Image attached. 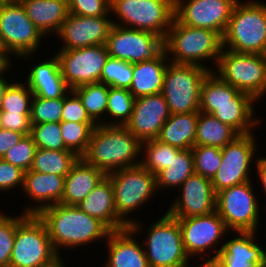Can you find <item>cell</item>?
<instances>
[{"label": "cell", "instance_id": "obj_43", "mask_svg": "<svg viewBox=\"0 0 266 267\" xmlns=\"http://www.w3.org/2000/svg\"><path fill=\"white\" fill-rule=\"evenodd\" d=\"M26 216L21 212L12 217L0 211V267H9L16 227Z\"/></svg>", "mask_w": 266, "mask_h": 267}, {"label": "cell", "instance_id": "obj_42", "mask_svg": "<svg viewBox=\"0 0 266 267\" xmlns=\"http://www.w3.org/2000/svg\"><path fill=\"white\" fill-rule=\"evenodd\" d=\"M191 150L195 173L211 180L222 162L221 148L197 145Z\"/></svg>", "mask_w": 266, "mask_h": 267}, {"label": "cell", "instance_id": "obj_7", "mask_svg": "<svg viewBox=\"0 0 266 267\" xmlns=\"http://www.w3.org/2000/svg\"><path fill=\"white\" fill-rule=\"evenodd\" d=\"M110 12L119 19L112 20L115 25L165 38L174 20V0H110Z\"/></svg>", "mask_w": 266, "mask_h": 267}, {"label": "cell", "instance_id": "obj_16", "mask_svg": "<svg viewBox=\"0 0 266 267\" xmlns=\"http://www.w3.org/2000/svg\"><path fill=\"white\" fill-rule=\"evenodd\" d=\"M56 56L62 76L73 90L82 85L100 82V75L109 54L103 44L79 49H58Z\"/></svg>", "mask_w": 266, "mask_h": 267}, {"label": "cell", "instance_id": "obj_8", "mask_svg": "<svg viewBox=\"0 0 266 267\" xmlns=\"http://www.w3.org/2000/svg\"><path fill=\"white\" fill-rule=\"evenodd\" d=\"M146 229L142 244L149 267H192L177 219L165 212Z\"/></svg>", "mask_w": 266, "mask_h": 267}, {"label": "cell", "instance_id": "obj_46", "mask_svg": "<svg viewBox=\"0 0 266 267\" xmlns=\"http://www.w3.org/2000/svg\"><path fill=\"white\" fill-rule=\"evenodd\" d=\"M69 13L79 16H109L110 0H68Z\"/></svg>", "mask_w": 266, "mask_h": 267}, {"label": "cell", "instance_id": "obj_29", "mask_svg": "<svg viewBox=\"0 0 266 267\" xmlns=\"http://www.w3.org/2000/svg\"><path fill=\"white\" fill-rule=\"evenodd\" d=\"M168 62L170 61L164 51L155 60L133 64V78L129 91L135 99L161 93Z\"/></svg>", "mask_w": 266, "mask_h": 267}, {"label": "cell", "instance_id": "obj_18", "mask_svg": "<svg viewBox=\"0 0 266 267\" xmlns=\"http://www.w3.org/2000/svg\"><path fill=\"white\" fill-rule=\"evenodd\" d=\"M179 192L166 210L175 219L207 215L216 210V193L212 182L202 175L194 173L189 176Z\"/></svg>", "mask_w": 266, "mask_h": 267}, {"label": "cell", "instance_id": "obj_53", "mask_svg": "<svg viewBox=\"0 0 266 267\" xmlns=\"http://www.w3.org/2000/svg\"><path fill=\"white\" fill-rule=\"evenodd\" d=\"M6 79H9V78H0V108H1L4 93L7 87L11 84V82H9Z\"/></svg>", "mask_w": 266, "mask_h": 267}, {"label": "cell", "instance_id": "obj_9", "mask_svg": "<svg viewBox=\"0 0 266 267\" xmlns=\"http://www.w3.org/2000/svg\"><path fill=\"white\" fill-rule=\"evenodd\" d=\"M215 67L217 75L256 102L266 95V55L222 49Z\"/></svg>", "mask_w": 266, "mask_h": 267}, {"label": "cell", "instance_id": "obj_4", "mask_svg": "<svg viewBox=\"0 0 266 267\" xmlns=\"http://www.w3.org/2000/svg\"><path fill=\"white\" fill-rule=\"evenodd\" d=\"M223 48L266 55V3L239 0L222 36Z\"/></svg>", "mask_w": 266, "mask_h": 267}, {"label": "cell", "instance_id": "obj_34", "mask_svg": "<svg viewBox=\"0 0 266 267\" xmlns=\"http://www.w3.org/2000/svg\"><path fill=\"white\" fill-rule=\"evenodd\" d=\"M78 156L71 150H50L37 148L30 170L66 176Z\"/></svg>", "mask_w": 266, "mask_h": 267}, {"label": "cell", "instance_id": "obj_25", "mask_svg": "<svg viewBox=\"0 0 266 267\" xmlns=\"http://www.w3.org/2000/svg\"><path fill=\"white\" fill-rule=\"evenodd\" d=\"M77 206L89 216L99 219L111 231H118L128 227L117 216L113 186L107 175Z\"/></svg>", "mask_w": 266, "mask_h": 267}, {"label": "cell", "instance_id": "obj_10", "mask_svg": "<svg viewBox=\"0 0 266 267\" xmlns=\"http://www.w3.org/2000/svg\"><path fill=\"white\" fill-rule=\"evenodd\" d=\"M208 68L169 62L161 94L170 114L200 111V89Z\"/></svg>", "mask_w": 266, "mask_h": 267}, {"label": "cell", "instance_id": "obj_5", "mask_svg": "<svg viewBox=\"0 0 266 267\" xmlns=\"http://www.w3.org/2000/svg\"><path fill=\"white\" fill-rule=\"evenodd\" d=\"M62 260L45 223L38 215H27L16 227L9 267H55Z\"/></svg>", "mask_w": 266, "mask_h": 267}, {"label": "cell", "instance_id": "obj_32", "mask_svg": "<svg viewBox=\"0 0 266 267\" xmlns=\"http://www.w3.org/2000/svg\"><path fill=\"white\" fill-rule=\"evenodd\" d=\"M255 104H224L213 105V115L222 123H226L234 128L239 134L255 132L252 129L260 128L263 122L256 118ZM255 114V115H254ZM255 127V128H254Z\"/></svg>", "mask_w": 266, "mask_h": 267}, {"label": "cell", "instance_id": "obj_13", "mask_svg": "<svg viewBox=\"0 0 266 267\" xmlns=\"http://www.w3.org/2000/svg\"><path fill=\"white\" fill-rule=\"evenodd\" d=\"M255 137L254 132L240 134L221 148L222 162L211 179L215 193L254 179L251 166L256 164L258 156Z\"/></svg>", "mask_w": 266, "mask_h": 267}, {"label": "cell", "instance_id": "obj_55", "mask_svg": "<svg viewBox=\"0 0 266 267\" xmlns=\"http://www.w3.org/2000/svg\"><path fill=\"white\" fill-rule=\"evenodd\" d=\"M16 0H0V5H4V4H9V3H12Z\"/></svg>", "mask_w": 266, "mask_h": 267}, {"label": "cell", "instance_id": "obj_57", "mask_svg": "<svg viewBox=\"0 0 266 267\" xmlns=\"http://www.w3.org/2000/svg\"><path fill=\"white\" fill-rule=\"evenodd\" d=\"M64 260H62L57 266L55 267H66V264H64Z\"/></svg>", "mask_w": 266, "mask_h": 267}, {"label": "cell", "instance_id": "obj_47", "mask_svg": "<svg viewBox=\"0 0 266 267\" xmlns=\"http://www.w3.org/2000/svg\"><path fill=\"white\" fill-rule=\"evenodd\" d=\"M62 121L95 123L87 114L80 98L72 90L64 97Z\"/></svg>", "mask_w": 266, "mask_h": 267}, {"label": "cell", "instance_id": "obj_12", "mask_svg": "<svg viewBox=\"0 0 266 267\" xmlns=\"http://www.w3.org/2000/svg\"><path fill=\"white\" fill-rule=\"evenodd\" d=\"M0 37L14 58H26L25 61L35 55L42 38H46L18 0L0 5Z\"/></svg>", "mask_w": 266, "mask_h": 267}, {"label": "cell", "instance_id": "obj_49", "mask_svg": "<svg viewBox=\"0 0 266 267\" xmlns=\"http://www.w3.org/2000/svg\"><path fill=\"white\" fill-rule=\"evenodd\" d=\"M30 115L31 113L0 112L1 128L30 135L32 128Z\"/></svg>", "mask_w": 266, "mask_h": 267}, {"label": "cell", "instance_id": "obj_17", "mask_svg": "<svg viewBox=\"0 0 266 267\" xmlns=\"http://www.w3.org/2000/svg\"><path fill=\"white\" fill-rule=\"evenodd\" d=\"M239 0H174V18L183 25L223 36Z\"/></svg>", "mask_w": 266, "mask_h": 267}, {"label": "cell", "instance_id": "obj_56", "mask_svg": "<svg viewBox=\"0 0 266 267\" xmlns=\"http://www.w3.org/2000/svg\"><path fill=\"white\" fill-rule=\"evenodd\" d=\"M197 267H214L211 263H200V266L199 265H196Z\"/></svg>", "mask_w": 266, "mask_h": 267}, {"label": "cell", "instance_id": "obj_36", "mask_svg": "<svg viewBox=\"0 0 266 267\" xmlns=\"http://www.w3.org/2000/svg\"><path fill=\"white\" fill-rule=\"evenodd\" d=\"M144 150V151H143ZM181 150L157 139L141 142L140 164L150 173L156 176L160 171L169 166L173 155Z\"/></svg>", "mask_w": 266, "mask_h": 267}, {"label": "cell", "instance_id": "obj_44", "mask_svg": "<svg viewBox=\"0 0 266 267\" xmlns=\"http://www.w3.org/2000/svg\"><path fill=\"white\" fill-rule=\"evenodd\" d=\"M30 136L37 148L50 150H69L63 141L60 122L32 125Z\"/></svg>", "mask_w": 266, "mask_h": 267}, {"label": "cell", "instance_id": "obj_21", "mask_svg": "<svg viewBox=\"0 0 266 267\" xmlns=\"http://www.w3.org/2000/svg\"><path fill=\"white\" fill-rule=\"evenodd\" d=\"M142 229L137 220L130 227L111 231L105 241L108 258L103 267H149L143 244L135 238Z\"/></svg>", "mask_w": 266, "mask_h": 267}, {"label": "cell", "instance_id": "obj_22", "mask_svg": "<svg viewBox=\"0 0 266 267\" xmlns=\"http://www.w3.org/2000/svg\"><path fill=\"white\" fill-rule=\"evenodd\" d=\"M237 235L224 241L214 267H266V251L258 243V232H233ZM256 236V237H255Z\"/></svg>", "mask_w": 266, "mask_h": 267}, {"label": "cell", "instance_id": "obj_45", "mask_svg": "<svg viewBox=\"0 0 266 267\" xmlns=\"http://www.w3.org/2000/svg\"><path fill=\"white\" fill-rule=\"evenodd\" d=\"M36 150L37 146L32 137L25 135L16 146L5 153L2 159L26 172L32 167Z\"/></svg>", "mask_w": 266, "mask_h": 267}, {"label": "cell", "instance_id": "obj_6", "mask_svg": "<svg viewBox=\"0 0 266 267\" xmlns=\"http://www.w3.org/2000/svg\"><path fill=\"white\" fill-rule=\"evenodd\" d=\"M107 176L113 186L117 216L130 227L137 220L129 215L145 206L158 193L156 176L141 164L111 172Z\"/></svg>", "mask_w": 266, "mask_h": 267}, {"label": "cell", "instance_id": "obj_39", "mask_svg": "<svg viewBox=\"0 0 266 267\" xmlns=\"http://www.w3.org/2000/svg\"><path fill=\"white\" fill-rule=\"evenodd\" d=\"M133 78V64L108 57L100 75V82L109 87L128 89Z\"/></svg>", "mask_w": 266, "mask_h": 267}, {"label": "cell", "instance_id": "obj_30", "mask_svg": "<svg viewBox=\"0 0 266 267\" xmlns=\"http://www.w3.org/2000/svg\"><path fill=\"white\" fill-rule=\"evenodd\" d=\"M199 112L170 114L162 126L157 140L180 150L195 146Z\"/></svg>", "mask_w": 266, "mask_h": 267}, {"label": "cell", "instance_id": "obj_3", "mask_svg": "<svg viewBox=\"0 0 266 267\" xmlns=\"http://www.w3.org/2000/svg\"><path fill=\"white\" fill-rule=\"evenodd\" d=\"M222 49V36L218 32L189 27L175 18L165 37L166 54L174 64L196 65L214 71L205 63L211 60L217 65Z\"/></svg>", "mask_w": 266, "mask_h": 267}, {"label": "cell", "instance_id": "obj_35", "mask_svg": "<svg viewBox=\"0 0 266 267\" xmlns=\"http://www.w3.org/2000/svg\"><path fill=\"white\" fill-rule=\"evenodd\" d=\"M72 91L80 98L90 118L96 124L103 125L107 110L109 86L96 82L76 87Z\"/></svg>", "mask_w": 266, "mask_h": 267}, {"label": "cell", "instance_id": "obj_48", "mask_svg": "<svg viewBox=\"0 0 266 267\" xmlns=\"http://www.w3.org/2000/svg\"><path fill=\"white\" fill-rule=\"evenodd\" d=\"M24 173L21 168L0 158V191L8 192L14 188H23Z\"/></svg>", "mask_w": 266, "mask_h": 267}, {"label": "cell", "instance_id": "obj_15", "mask_svg": "<svg viewBox=\"0 0 266 267\" xmlns=\"http://www.w3.org/2000/svg\"><path fill=\"white\" fill-rule=\"evenodd\" d=\"M105 45L110 57L135 64L157 59L165 51V38L113 24Z\"/></svg>", "mask_w": 266, "mask_h": 267}, {"label": "cell", "instance_id": "obj_52", "mask_svg": "<svg viewBox=\"0 0 266 267\" xmlns=\"http://www.w3.org/2000/svg\"><path fill=\"white\" fill-rule=\"evenodd\" d=\"M13 56H0V78H6L4 74L8 72L7 70L11 69V60Z\"/></svg>", "mask_w": 266, "mask_h": 267}, {"label": "cell", "instance_id": "obj_24", "mask_svg": "<svg viewBox=\"0 0 266 267\" xmlns=\"http://www.w3.org/2000/svg\"><path fill=\"white\" fill-rule=\"evenodd\" d=\"M28 71L24 83L28 85L36 97L46 99L64 98L71 91L62 76L56 54L47 60L40 61L37 65H33Z\"/></svg>", "mask_w": 266, "mask_h": 267}, {"label": "cell", "instance_id": "obj_20", "mask_svg": "<svg viewBox=\"0 0 266 267\" xmlns=\"http://www.w3.org/2000/svg\"><path fill=\"white\" fill-rule=\"evenodd\" d=\"M170 117L164 96L160 94L136 98L130 120L125 127L140 141L157 139Z\"/></svg>", "mask_w": 266, "mask_h": 267}, {"label": "cell", "instance_id": "obj_33", "mask_svg": "<svg viewBox=\"0 0 266 267\" xmlns=\"http://www.w3.org/2000/svg\"><path fill=\"white\" fill-rule=\"evenodd\" d=\"M195 173L194 158L191 149L181 150L173 155L172 161L156 175L157 191L168 188H180L183 182ZM161 189V190H160Z\"/></svg>", "mask_w": 266, "mask_h": 267}, {"label": "cell", "instance_id": "obj_2", "mask_svg": "<svg viewBox=\"0 0 266 267\" xmlns=\"http://www.w3.org/2000/svg\"><path fill=\"white\" fill-rule=\"evenodd\" d=\"M141 142L125 127L97 124L82 158L106 175L140 164Z\"/></svg>", "mask_w": 266, "mask_h": 267}, {"label": "cell", "instance_id": "obj_54", "mask_svg": "<svg viewBox=\"0 0 266 267\" xmlns=\"http://www.w3.org/2000/svg\"><path fill=\"white\" fill-rule=\"evenodd\" d=\"M0 56H12L8 49L5 47L2 38L0 37Z\"/></svg>", "mask_w": 266, "mask_h": 267}, {"label": "cell", "instance_id": "obj_40", "mask_svg": "<svg viewBox=\"0 0 266 267\" xmlns=\"http://www.w3.org/2000/svg\"><path fill=\"white\" fill-rule=\"evenodd\" d=\"M33 93L28 85L19 81L12 82L6 89L0 112L31 113Z\"/></svg>", "mask_w": 266, "mask_h": 267}, {"label": "cell", "instance_id": "obj_41", "mask_svg": "<svg viewBox=\"0 0 266 267\" xmlns=\"http://www.w3.org/2000/svg\"><path fill=\"white\" fill-rule=\"evenodd\" d=\"M64 98L46 99L33 96L31 101V124L62 121Z\"/></svg>", "mask_w": 266, "mask_h": 267}, {"label": "cell", "instance_id": "obj_19", "mask_svg": "<svg viewBox=\"0 0 266 267\" xmlns=\"http://www.w3.org/2000/svg\"><path fill=\"white\" fill-rule=\"evenodd\" d=\"M109 16L87 17L69 14L55 35L61 38L60 49H79L103 45L113 26ZM63 41V42H62Z\"/></svg>", "mask_w": 266, "mask_h": 267}, {"label": "cell", "instance_id": "obj_11", "mask_svg": "<svg viewBox=\"0 0 266 267\" xmlns=\"http://www.w3.org/2000/svg\"><path fill=\"white\" fill-rule=\"evenodd\" d=\"M252 181L216 193V211L230 232H257L260 202L253 191Z\"/></svg>", "mask_w": 266, "mask_h": 267}, {"label": "cell", "instance_id": "obj_50", "mask_svg": "<svg viewBox=\"0 0 266 267\" xmlns=\"http://www.w3.org/2000/svg\"><path fill=\"white\" fill-rule=\"evenodd\" d=\"M25 136L23 133L8 129H0V158H3L5 153L16 146Z\"/></svg>", "mask_w": 266, "mask_h": 267}, {"label": "cell", "instance_id": "obj_27", "mask_svg": "<svg viewBox=\"0 0 266 267\" xmlns=\"http://www.w3.org/2000/svg\"><path fill=\"white\" fill-rule=\"evenodd\" d=\"M24 7L28 18L46 37L57 34L68 17V0H18Z\"/></svg>", "mask_w": 266, "mask_h": 267}, {"label": "cell", "instance_id": "obj_23", "mask_svg": "<svg viewBox=\"0 0 266 267\" xmlns=\"http://www.w3.org/2000/svg\"><path fill=\"white\" fill-rule=\"evenodd\" d=\"M65 177L28 170L24 173L23 192L34 205H26L22 211L27 215H38L43 209L58 204L64 190ZM31 205V206H30ZM36 205V206H35Z\"/></svg>", "mask_w": 266, "mask_h": 267}, {"label": "cell", "instance_id": "obj_1", "mask_svg": "<svg viewBox=\"0 0 266 267\" xmlns=\"http://www.w3.org/2000/svg\"><path fill=\"white\" fill-rule=\"evenodd\" d=\"M38 216L45 223L50 241L61 258L62 248L71 250L106 240L111 232L103 222L89 216L78 206L58 203L43 209Z\"/></svg>", "mask_w": 266, "mask_h": 267}, {"label": "cell", "instance_id": "obj_51", "mask_svg": "<svg viewBox=\"0 0 266 267\" xmlns=\"http://www.w3.org/2000/svg\"><path fill=\"white\" fill-rule=\"evenodd\" d=\"M254 166L256 167L255 169H257L256 173H258L257 176L259 177V181L261 182L260 186H262V189L266 194V156H258L256 164Z\"/></svg>", "mask_w": 266, "mask_h": 267}, {"label": "cell", "instance_id": "obj_37", "mask_svg": "<svg viewBox=\"0 0 266 267\" xmlns=\"http://www.w3.org/2000/svg\"><path fill=\"white\" fill-rule=\"evenodd\" d=\"M135 97L128 89L109 87L108 103L103 125L125 126L130 120Z\"/></svg>", "mask_w": 266, "mask_h": 267}, {"label": "cell", "instance_id": "obj_38", "mask_svg": "<svg viewBox=\"0 0 266 267\" xmlns=\"http://www.w3.org/2000/svg\"><path fill=\"white\" fill-rule=\"evenodd\" d=\"M96 123L60 122V129L65 146L78 157H82L89 146L90 137Z\"/></svg>", "mask_w": 266, "mask_h": 267}, {"label": "cell", "instance_id": "obj_31", "mask_svg": "<svg viewBox=\"0 0 266 267\" xmlns=\"http://www.w3.org/2000/svg\"><path fill=\"white\" fill-rule=\"evenodd\" d=\"M240 134L226 123H222L211 114L199 111L195 146L204 145L222 148Z\"/></svg>", "mask_w": 266, "mask_h": 267}, {"label": "cell", "instance_id": "obj_14", "mask_svg": "<svg viewBox=\"0 0 266 267\" xmlns=\"http://www.w3.org/2000/svg\"><path fill=\"white\" fill-rule=\"evenodd\" d=\"M177 220L182 231L184 249L189 258L193 260L196 256L195 259L201 258L203 263H212L219 254V249L216 246L218 244L220 246V243L225 241V236L227 237L230 232L217 211L202 216L178 218ZM212 249L213 252L215 250V255L211 253ZM206 253L211 257L206 259L204 256Z\"/></svg>", "mask_w": 266, "mask_h": 267}, {"label": "cell", "instance_id": "obj_28", "mask_svg": "<svg viewBox=\"0 0 266 267\" xmlns=\"http://www.w3.org/2000/svg\"><path fill=\"white\" fill-rule=\"evenodd\" d=\"M256 103L250 95L223 81L214 71H210L201 84L200 111L203 113L212 114L213 105Z\"/></svg>", "mask_w": 266, "mask_h": 267}, {"label": "cell", "instance_id": "obj_26", "mask_svg": "<svg viewBox=\"0 0 266 267\" xmlns=\"http://www.w3.org/2000/svg\"><path fill=\"white\" fill-rule=\"evenodd\" d=\"M105 176L103 171L79 157L65 176L63 195L59 204L77 206Z\"/></svg>", "mask_w": 266, "mask_h": 267}]
</instances>
